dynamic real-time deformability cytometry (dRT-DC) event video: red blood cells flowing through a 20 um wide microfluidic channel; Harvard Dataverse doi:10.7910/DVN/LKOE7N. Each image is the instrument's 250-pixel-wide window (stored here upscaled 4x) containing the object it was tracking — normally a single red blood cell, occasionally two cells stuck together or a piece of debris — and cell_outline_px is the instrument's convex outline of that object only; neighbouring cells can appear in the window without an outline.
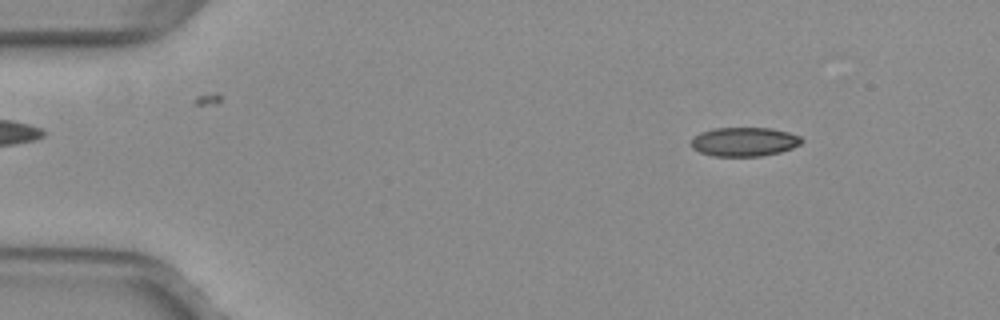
{"species": "common noctule bat (a hibernating species)", "species_latin": "Nyctalus noctula", "temperature_condition": "warm", "stored_images_in_passage": 52, "camera_frame_rate_fps": 3000, "um_per_image_px": 0.085, "animal": {"sex": "female", "body_mass_g": 29.2, "forearm_length_mm": 56.3}, "frame": {"image": 1, "passage_image": 7, "time_ms": 2.0, "image_size_px": [1000, 320], "cell_outline_px": [[804, 140], [800, 144], [792, 148], [780, 152], [760, 156], [716, 156], [700, 152], [692, 148], [692, 140], [700, 132], [716, 128], [772, 128], [788, 132], [800, 136]], "centroid_in_image_um": [63.29, 12.05], "position_along_channel_um": 21.7, "area_um2": 18.55}}
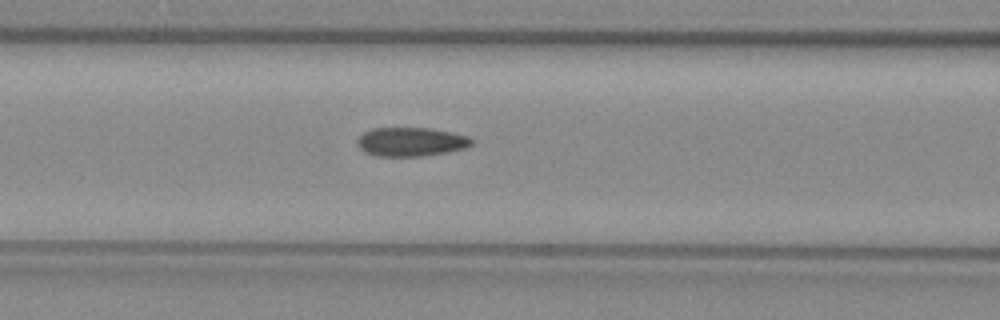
{"frame": {"image": 2, "passage_image": 22, "time_ms": 7.0, "image_size_px": [1000, 320], "cell_outline_px": [[472, 144], [468, 148], [448, 152], [420, 156], [376, 156], [364, 152], [356, 144], [356, 140], [364, 132], [372, 128], [432, 128], [452, 132], [468, 136], [472, 140]], "centroid_in_image_um": [34.93, 12.05], "position_along_channel_um": 131.7, "area_um2": 19.42}}
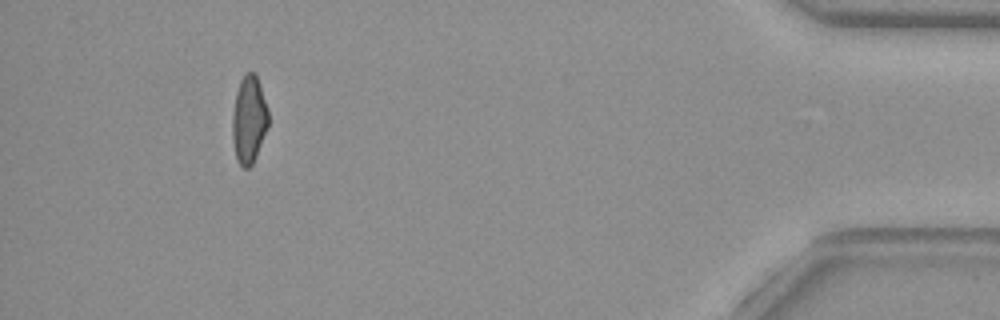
{"frame": {"image": 3, "passage_image": 48, "time_ms": 15.667, "image_size_px": [1000, 320], "cell_outline_px": [[268, 124], [256, 156], [252, 164], [248, 168], [244, 168], [236, 160], [232, 140], [232, 112], [236, 92], [240, 80], [248, 72], [256, 72], [268, 108]], "centroid_in_image_um": [21.14, 10.15], "position_along_channel_um": 414.1, "area_um2": 18.44}, "authors_computed_cell_mechanics": {"area_um2": 19.2474, "velocity_mm_per_s": 4.0245, "shape_relaxation_time_tau1_ms": null, "shape_relaxation_time_tau2_ms": 2.1695, "deformation_change_tau1": null, "deformation_change_tau2": 0.0827}}